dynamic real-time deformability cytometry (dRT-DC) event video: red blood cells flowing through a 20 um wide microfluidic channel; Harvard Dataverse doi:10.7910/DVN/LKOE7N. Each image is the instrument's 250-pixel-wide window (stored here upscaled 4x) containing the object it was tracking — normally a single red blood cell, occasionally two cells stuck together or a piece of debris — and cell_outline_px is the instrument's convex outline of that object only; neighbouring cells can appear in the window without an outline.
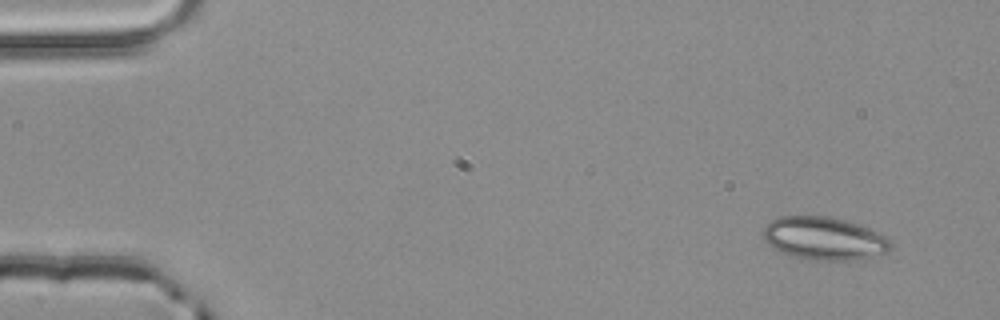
{"species": "common noctule bat (a hibernating species)", "species_latin": "Nyctalus noctula", "temperature_condition": "room temperature", "stored_images_in_passage": 3, "camera_frame_rate_fps": 3000, "um_per_image_px": 0.085, "animal": {"sex": "male", "body_mass_g": 20.4}, "frame": {"image": 1, "passage_image": 1, "time_ms": 0.0, "image_size_px": [1000, 320], "cell_outline_px": [[892, 244], [884, 252], [852, 260], [816, 260], [796, 256], [772, 248], [764, 240], [764, 228], [772, 220], [780, 216], [828, 216], [860, 224], [888, 236], [892, 240]], "centroid_in_image_um": [70.06, 20.24], "position_along_channel_um": 14.9, "area_um2": 31.5}}